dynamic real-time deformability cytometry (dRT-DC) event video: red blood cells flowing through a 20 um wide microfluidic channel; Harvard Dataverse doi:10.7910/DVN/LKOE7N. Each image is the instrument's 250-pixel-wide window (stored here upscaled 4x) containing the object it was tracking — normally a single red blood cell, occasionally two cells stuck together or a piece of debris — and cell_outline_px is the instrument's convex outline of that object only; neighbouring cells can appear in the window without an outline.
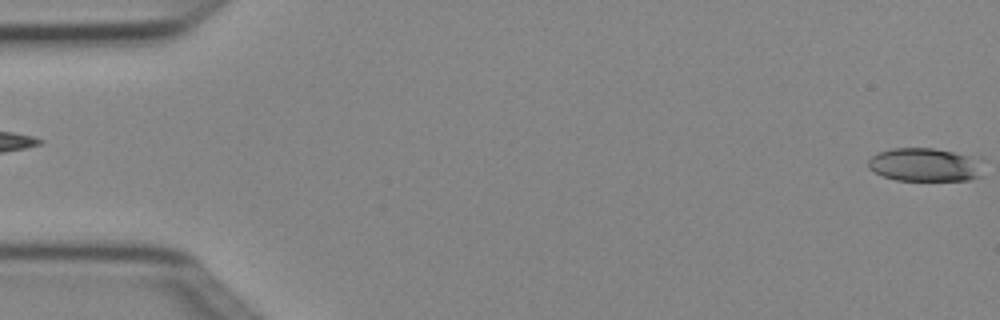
{"species": "Egyptian fruit bat (a non-hibernating species)", "species_latin": "Rousettus aegyptiacus", "temperature_condition": "cold", "stored_images_in_passage": 5, "segment_of_instrument_passage": [2, 2], "camera_frame_rate_fps": 3000, "um_per_image_px": 0.085, "animal": {"sex": "female"}, "frame": {"image": 1, "passage_image": 5, "time_ms": 1.333, "image_size_px": [1000, 320], "cell_outline_px": [[984, 176], [968, 180], [896, 180], [884, 176], [868, 168], [868, 160], [872, 156], [880, 152], [892, 148], [932, 148], [980, 156], [984, 160]], "centroid_in_image_um": [78.76, 14.0], "position_along_channel_um": 6.2, "area_um2": 23.0}}